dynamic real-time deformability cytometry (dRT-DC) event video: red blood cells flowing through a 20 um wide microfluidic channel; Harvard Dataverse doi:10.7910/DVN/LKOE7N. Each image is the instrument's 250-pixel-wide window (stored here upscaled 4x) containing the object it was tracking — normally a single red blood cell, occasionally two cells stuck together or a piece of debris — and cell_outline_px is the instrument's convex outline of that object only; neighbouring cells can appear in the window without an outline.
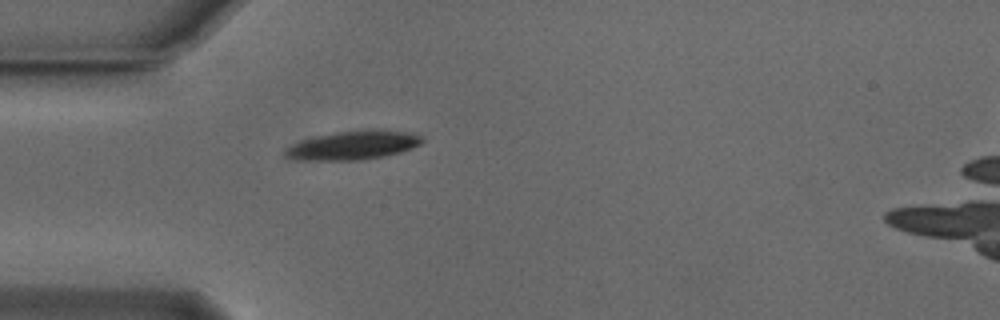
{"species": "Egyptian fruit bat (a non-hibernating species)", "species_latin": "Rousettus aegyptiacus", "temperature_condition": "cold", "stored_images_in_passage": 15, "camera_frame_rate_fps": 3000, "um_per_image_px": 0.085, "animal": {"sex": "male"}, "frame": {"image": 1, "passage_image": 1, "time_ms": 0.0, "image_size_px": [1000, 320], "cell_outline_px": [[424, 140], [420, 144], [412, 148], [400, 152], [384, 156], [360, 160], [296, 160], [288, 156], [284, 152], [292, 144], [300, 140], [316, 136], [336, 132], [368, 128], [372, 128], [404, 132], [420, 136]], "centroid_in_image_um": [30.02, 12.33], "position_along_channel_um": 55.0, "area_um2": 22.95}}
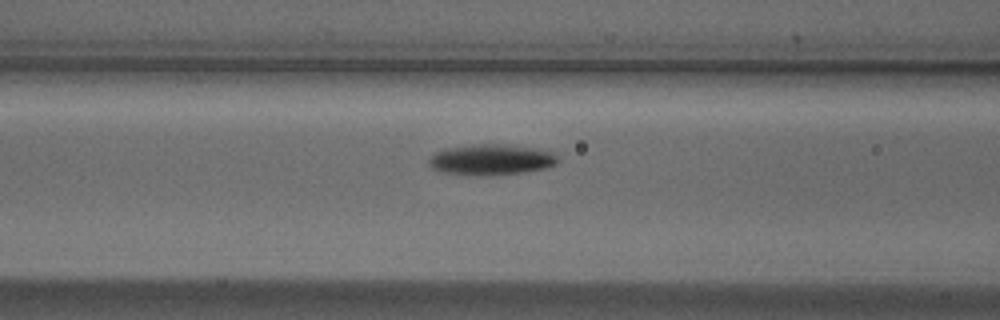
{"frame": {"image": 2, "passage_image": 7, "time_ms": 2.0, "image_size_px": [1000, 320], "cell_outline_px": [[560, 160], [556, 164], [548, 168], [492, 176], [444, 172], [432, 168], [428, 164], [428, 160], [436, 152], [444, 148], [472, 144], [508, 144], [536, 148], [556, 152]], "centroid_in_image_um": [41.81, 13.55], "position_along_channel_um": 124.8, "area_um2": 23.35}}
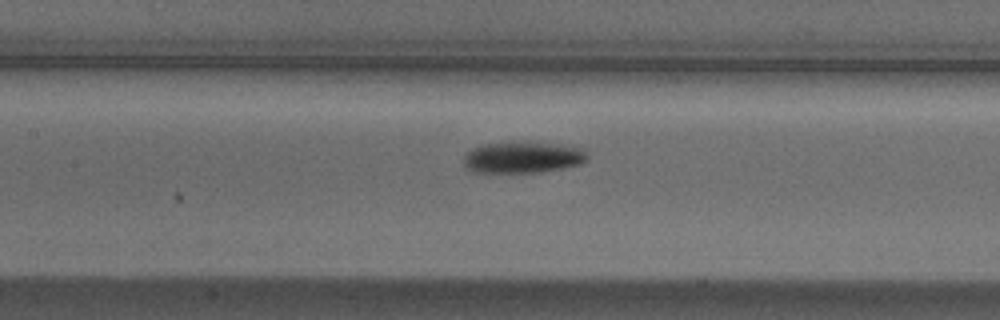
{"frame": {"image": 3, "passage_image": 10, "time_ms": 3.0, "image_size_px": [1000, 320], "cell_outline_px": [[588, 160], [580, 164], [540, 172], [476, 172], [468, 168], [464, 164], [464, 156], [472, 148], [480, 144], [564, 144], [580, 148], [588, 156]], "centroid_in_image_um": [44.44, 13.4], "position_along_channel_um": 163.0, "area_um2": 21.79}}